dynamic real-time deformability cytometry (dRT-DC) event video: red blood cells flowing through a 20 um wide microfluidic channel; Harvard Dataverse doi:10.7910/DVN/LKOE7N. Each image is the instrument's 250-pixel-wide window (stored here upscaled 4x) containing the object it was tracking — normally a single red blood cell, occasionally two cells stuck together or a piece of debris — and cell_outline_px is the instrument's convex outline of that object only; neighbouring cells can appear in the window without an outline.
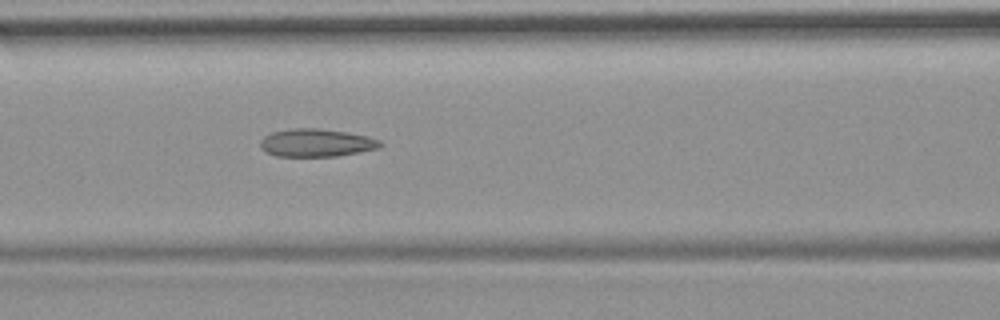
{"species": "common noctule bat (a hibernating species)", "species_latin": "Nyctalus noctula", "temperature_condition": "room temperature", "stored_images_in_passage": 6, "camera_frame_rate_fps": 3000, "um_per_image_px": 0.085, "animal": {"sex": "female", "body_mass_g": 19.9}, "frame": {"image": 1, "passage_image": 6, "time_ms": 5.667, "image_size_px": [1000, 320], "cell_outline_px": [[384, 144], [380, 148], [336, 156], [276, 156], [260, 148], [260, 140], [264, 136], [272, 132], [292, 128], [316, 128], [344, 132], [368, 136], [380, 140]], "centroid_in_image_um": [26.89, 12.13], "position_along_channel_um": 139.7, "area_um2": 19.42}}